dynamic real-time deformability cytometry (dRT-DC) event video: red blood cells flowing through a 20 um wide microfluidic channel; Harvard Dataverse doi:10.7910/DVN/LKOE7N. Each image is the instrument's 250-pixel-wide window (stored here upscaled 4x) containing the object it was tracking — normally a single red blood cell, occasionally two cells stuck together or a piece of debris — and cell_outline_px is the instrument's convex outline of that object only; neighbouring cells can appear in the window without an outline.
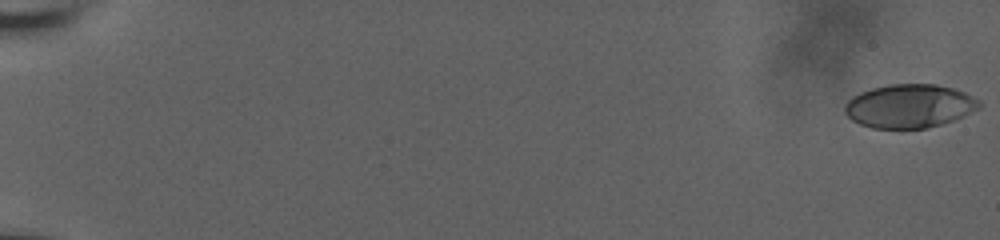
{"species": "human", "species_latin": "Homo sapiens", "temperature_condition": "room temperature", "stored_images_in_passage": 53, "camera_frame_rate_fps": 3000, "um_per_image_px": 0.085, "donor": {"sex": "male"}, "frame": {"image": 1, "passage_image": 1, "time_ms": 0.0, "image_size_px": [1000, 240], "cell_outline_px": [[980, 108], [952, 120], [928, 128], [872, 128], [860, 124], [852, 120], [844, 112], [844, 104], [852, 96], [860, 92], [872, 88], [888, 84], [936, 84], [952, 88], [964, 92], [980, 100]], "centroid_in_image_um": [77.27, 9.0], "position_along_channel_um": 7.7, "area_um2": 34.1}}
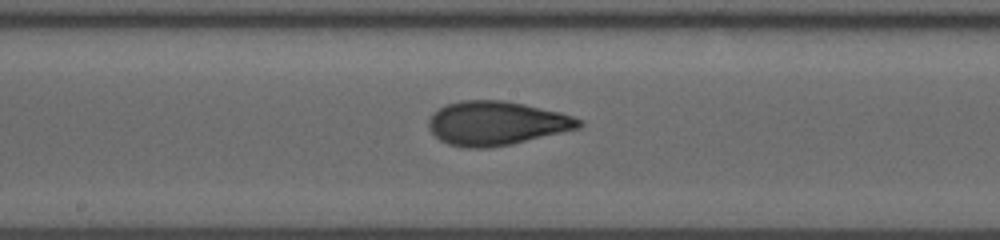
{"frame": {"image": 2, "passage_image": 30, "time_ms": 9.667, "image_size_px": [1000, 240], "cell_outline_px": [[584, 124], [580, 128], [512, 144], [488, 148], [468, 148], [448, 144], [440, 140], [428, 128], [428, 120], [440, 108], [448, 104], [460, 100], [500, 100], [524, 104], [560, 112], [584, 120]], "centroid_in_image_um": [42.23, 10.48], "position_along_channel_um": 206.0, "area_um2": 38.44}}
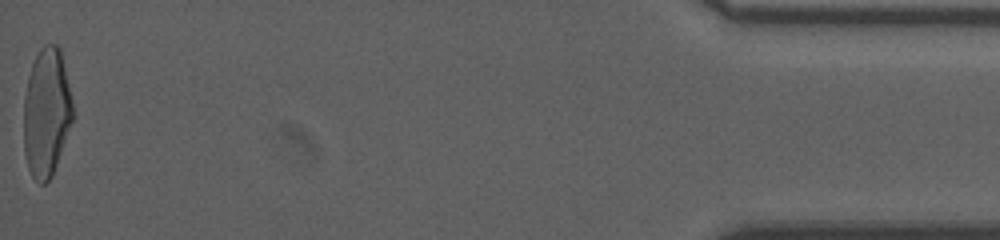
{"frame": {"image": 3, "passage_image": 53, "time_ms": 17.333, "image_size_px": [1000, 240], "cell_outline_px": [[72, 120], [52, 176], [44, 184], [40, 184], [32, 176], [28, 168], [24, 152], [24, 96], [28, 76], [32, 64], [40, 48], [44, 44], [56, 44], [60, 48], [72, 100]], "centroid_in_image_um": [3.93, 9.55], "position_along_channel_um": 431.3, "area_um2": 36.47}, "authors_computed_cell_mechanics": {"area_um2": 36.6452, "velocity_mm_per_s": 3.7588, "shape_relaxation_time_tau1_ms": 5.1249, "shape_relaxation_time_tau2_ms": 1.4401, "deformation_change_tau1": 0.2117, "deformation_change_tau2": 0.0869}}